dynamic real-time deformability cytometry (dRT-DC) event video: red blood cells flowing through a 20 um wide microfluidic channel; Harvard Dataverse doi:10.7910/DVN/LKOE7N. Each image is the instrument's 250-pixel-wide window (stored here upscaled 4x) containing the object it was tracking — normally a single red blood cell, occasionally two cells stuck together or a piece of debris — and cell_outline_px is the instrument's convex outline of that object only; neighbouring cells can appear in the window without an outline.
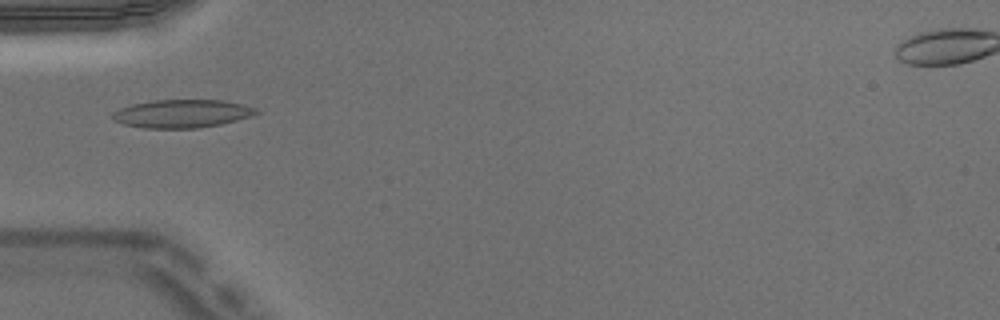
{"species": "Egyptian fruit bat (a non-hibernating species)", "species_latin": "Rousettus aegyptiacus", "temperature_condition": "warm", "stored_images_in_passage": 5, "camera_frame_rate_fps": 3000, "um_per_image_px": 0.085, "animal": {"sex": "male"}, "frame": {"image": 1, "passage_image": 4, "time_ms": 1.0, "image_size_px": [1000, 320], "cell_outline_px": [[260, 112], [252, 116], [220, 124], [200, 128], [144, 128], [124, 124], [112, 120], [112, 112], [120, 108], [132, 104], [152, 100], [224, 100], [244, 104], [260, 108]], "centroid_in_image_um": [15.5, 9.65], "position_along_channel_um": 69.5, "area_um2": 23.81}}